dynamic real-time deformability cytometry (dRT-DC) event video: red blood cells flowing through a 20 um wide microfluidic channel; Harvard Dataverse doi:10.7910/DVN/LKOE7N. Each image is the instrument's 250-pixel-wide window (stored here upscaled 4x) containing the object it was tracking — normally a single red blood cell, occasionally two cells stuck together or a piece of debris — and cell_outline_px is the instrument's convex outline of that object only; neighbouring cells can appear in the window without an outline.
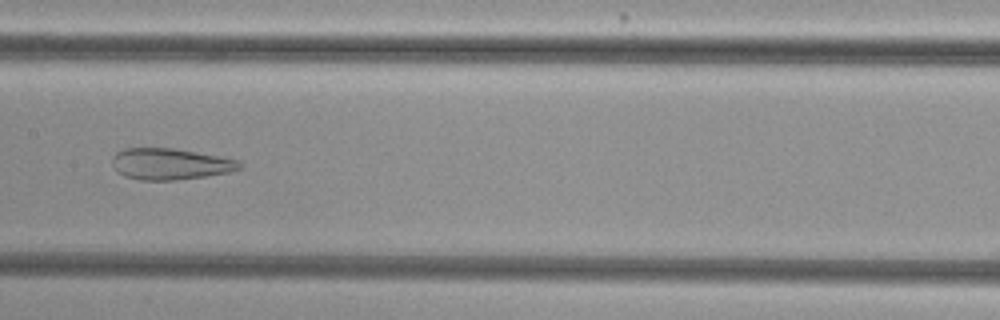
{"species": "common noctule bat (a hibernating species)", "species_latin": "Nyctalus noctula", "temperature_condition": "cold", "stored_images_in_passage": 36, "camera_frame_rate_fps": 3000, "um_per_image_px": 0.085, "animal": {"sex": "female", "body_mass_g": 29.2, "forearm_length_mm": 56.3}, "frame": {"image": 1, "passage_image": 19, "time_ms": 6.0, "image_size_px": [1000, 320], "cell_outline_px": [[240, 168], [228, 172], [204, 176], [176, 180], [140, 180], [124, 176], [116, 172], [112, 168], [112, 156], [116, 152], [124, 148], [172, 148], [196, 152], [240, 160]], "centroid_in_image_um": [14.39, 13.94], "position_along_channel_um": 193.0, "area_um2": 23.24}}
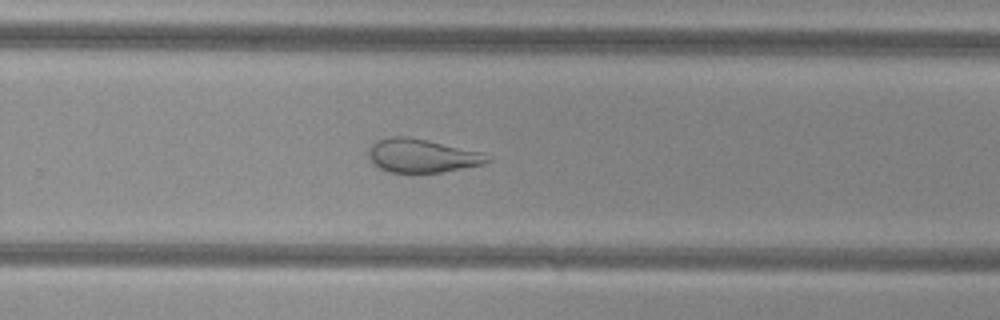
{"frame": {"image": 2, "passage_image": 27, "time_ms": 8.667, "image_size_px": [1000, 320], "cell_outline_px": [[492, 160], [484, 164], [440, 172], [388, 172], [380, 168], [368, 156], [368, 152], [372, 144], [376, 140], [392, 136], [408, 136], [428, 140], [480, 152]], "centroid_in_image_um": [35.84, 13.22], "position_along_channel_um": 294.0, "area_um2": 22.89}}
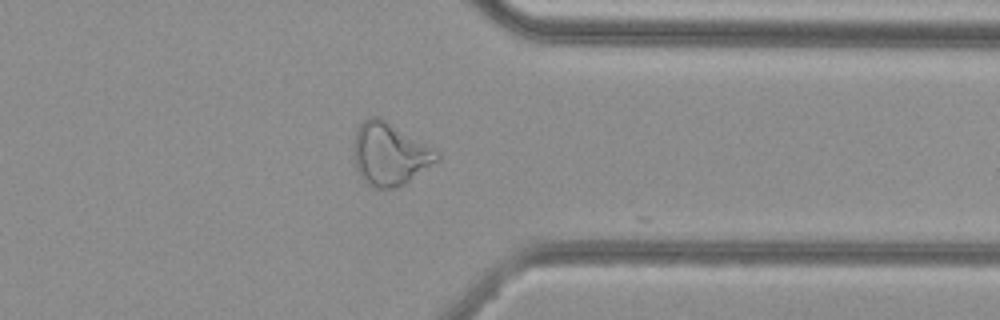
{"frame": {"image": 3, "passage_image": 34, "time_ms": 11.0, "image_size_px": [1000, 320], "cell_outline_px": [[440, 156], [436, 160], [404, 184], [396, 188], [372, 188], [360, 176], [356, 168], [352, 152], [352, 148], [356, 128], [368, 116], [380, 116], [440, 152]], "centroid_in_image_um": [33.06, 13.07], "position_along_channel_um": 378.3, "area_um2": 30.35}, "authors_computed_cell_mechanics": {"area_um2": 25.9811, "velocity_mm_per_s": 3.7962, "shape_relaxation_time_tau1_ms": null, "shape_relaxation_time_tau2_ms": 1.5716, "deformation_change_tau1": null, "deformation_change_tau2": 0.0976}}